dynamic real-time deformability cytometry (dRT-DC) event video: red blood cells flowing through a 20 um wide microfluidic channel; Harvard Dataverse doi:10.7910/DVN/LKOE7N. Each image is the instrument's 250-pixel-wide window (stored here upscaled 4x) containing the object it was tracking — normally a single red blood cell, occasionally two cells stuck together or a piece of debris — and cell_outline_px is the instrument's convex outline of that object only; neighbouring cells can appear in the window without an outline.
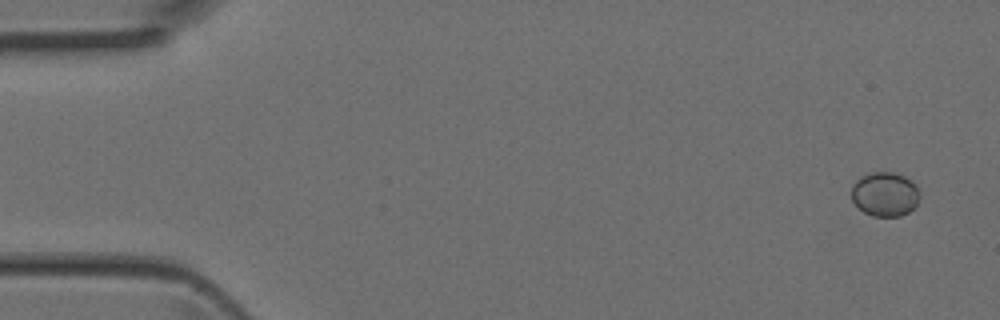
{"species": "Egyptian fruit bat (a non-hibernating species)", "species_latin": "Rousettus aegyptiacus", "temperature_condition": "room temperature", "stored_images_in_passage": 5, "camera_frame_rate_fps": 3000, "um_per_image_px": 0.085, "animal": {"sex": "female"}, "frame": {"image": 1, "passage_image": 1, "time_ms": 0.0, "image_size_px": [1000, 320], "cell_outline_px": [[920, 196], [916, 204], [908, 212], [900, 216], [872, 216], [864, 212], [852, 200], [852, 184], [860, 176], [872, 172], [896, 172], [912, 180], [916, 184], [920, 192]], "centroid_in_image_um": [75.23, 16.48], "position_along_channel_um": 9.8, "area_um2": 17.74}}
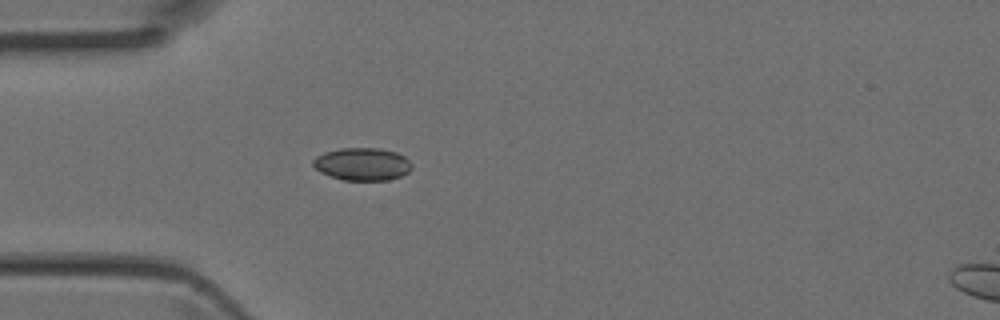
{"frame": {"image": 2, "passage_image": 4, "time_ms": 1.0, "image_size_px": [1000, 320], "cell_outline_px": [[412, 168], [408, 172], [400, 176], [388, 180], [344, 180], [320, 172], [312, 164], [312, 160], [316, 156], [324, 152], [340, 148], [376, 148], [396, 152], [404, 156], [412, 164]], "centroid_in_image_um": [30.79, 13.94], "position_along_channel_um": 54.2, "area_um2": 18.73}}